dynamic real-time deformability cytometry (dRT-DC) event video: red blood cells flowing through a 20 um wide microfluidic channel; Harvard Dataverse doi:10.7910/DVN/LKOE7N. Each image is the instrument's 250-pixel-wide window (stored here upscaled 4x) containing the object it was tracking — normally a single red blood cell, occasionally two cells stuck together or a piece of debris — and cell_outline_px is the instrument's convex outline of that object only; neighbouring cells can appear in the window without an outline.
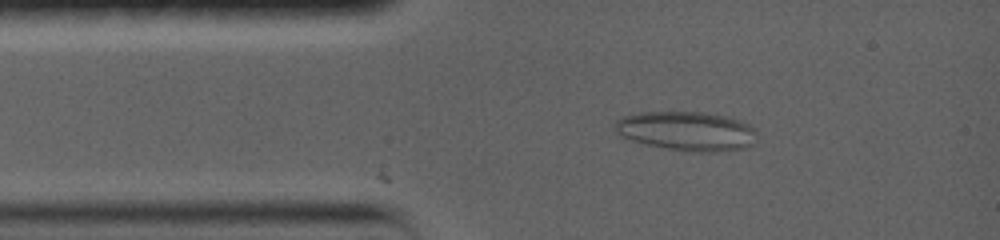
{"species": "common noctule bat (a hibernating species)", "species_latin": "Nyctalus noctula", "temperature_condition": "warm", "stored_images_in_passage": 56, "camera_frame_rate_fps": 5000, "um_per_image_px": 0.085, "animal": {"sex": "female", "body_mass_g": 19.0, "forearm_length_mm": 56.7}, "frame": {"image": 1, "passage_image": 7, "time_ms": 2.0, "image_size_px": [1000, 240], "cell_outline_px": [[756, 140], [752, 144], [744, 148], [720, 152], [684, 152], [644, 144], [620, 136], [612, 128], [612, 124], [616, 120], [624, 116], [640, 112], [704, 112], [724, 116], [740, 120], [756, 128]], "centroid_in_image_um": [58.35, 11.15], "position_along_channel_um": 26.6, "area_um2": 33.0}}
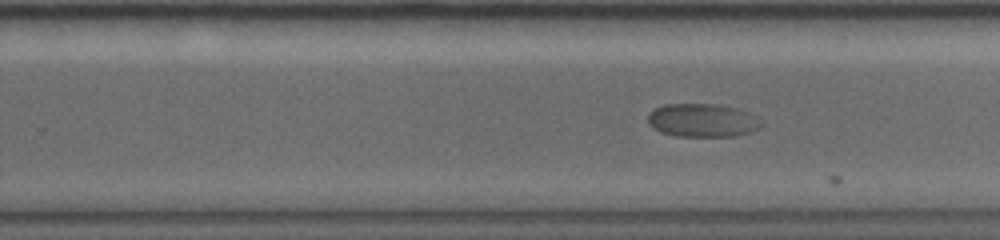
{"frame": {"image": 2, "passage_image": 31, "time_ms": 9.4, "image_size_px": [1000, 240], "cell_outline_px": [[764, 124], [752, 132], [732, 136], [676, 136], [660, 132], [652, 128], [648, 120], [648, 116], [656, 108], [664, 104], [720, 104], [740, 108], [756, 116]], "centroid_in_image_um": [59.74, 10.22], "position_along_channel_um": 270.1, "area_um2": 22.2}}
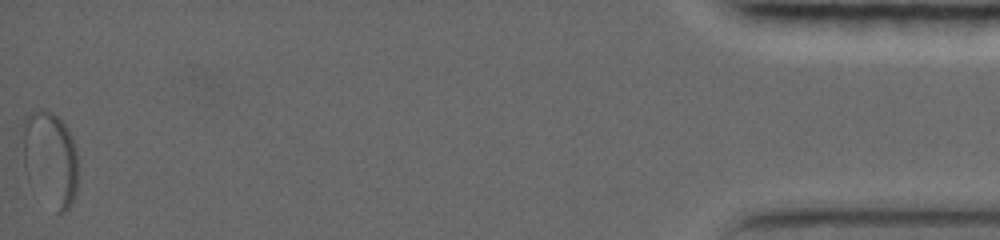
{"frame": {"image": 3, "passage_image": 56, "time_ms": 17.8, "image_size_px": [1000, 240], "cell_outline_px": [[76, 188], [72, 204], [68, 208], [60, 212], [56, 212], [24, 168], [24, 116], [28, 112], [36, 108], [44, 108], [52, 112], [68, 128], [72, 136], [76, 148]], "centroid_in_image_um": [4.29, 13.37], "position_along_channel_um": 430.9, "area_um2": 29.77}}